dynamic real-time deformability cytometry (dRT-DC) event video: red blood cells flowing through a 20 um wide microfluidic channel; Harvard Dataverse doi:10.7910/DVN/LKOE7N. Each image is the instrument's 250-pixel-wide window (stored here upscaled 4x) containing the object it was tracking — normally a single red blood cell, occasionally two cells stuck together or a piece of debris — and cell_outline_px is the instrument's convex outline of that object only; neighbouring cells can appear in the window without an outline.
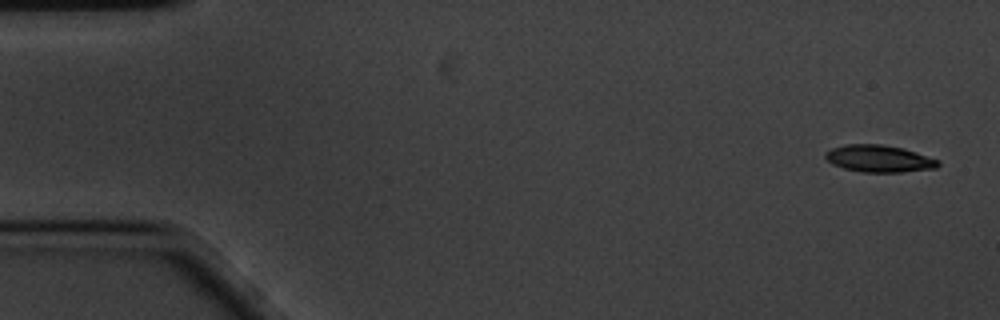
{"species": "common noctule bat (a hibernating species)", "species_latin": "Nyctalus noctula", "temperature_condition": "cold", "stored_images_in_passage": 54, "camera_frame_rate_fps": 3000, "um_per_image_px": 0.085, "animal": {"sex": "male", "body_mass_g": 20.1, "forearm_length_mm": 53.5}, "frame": {"image": 1, "passage_image": 1, "time_ms": 0.0, "image_size_px": [1000, 320], "cell_outline_px": [[940, 164], [936, 168], [900, 172], [864, 172], [844, 168], [832, 164], [824, 156], [832, 148], [848, 144], [880, 144], [900, 148], [940, 160]], "centroid_in_image_um": [74.72, 13.49], "position_along_channel_um": 10.3, "area_um2": 17.4}}
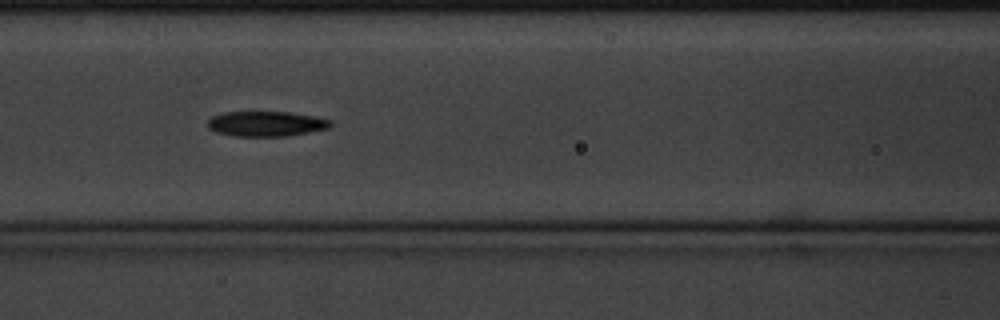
{"frame": {"image": 2, "passage_image": 23, "time_ms": 7.333, "image_size_px": [1000, 320], "cell_outline_px": [[332, 124], [328, 128], [288, 136], [232, 136], [216, 132], [208, 128], [208, 120], [212, 116], [224, 112], [288, 112], [312, 116], [332, 120]], "centroid_in_image_um": [22.59, 10.52], "position_along_channel_um": 144.0, "area_um2": 17.92}}
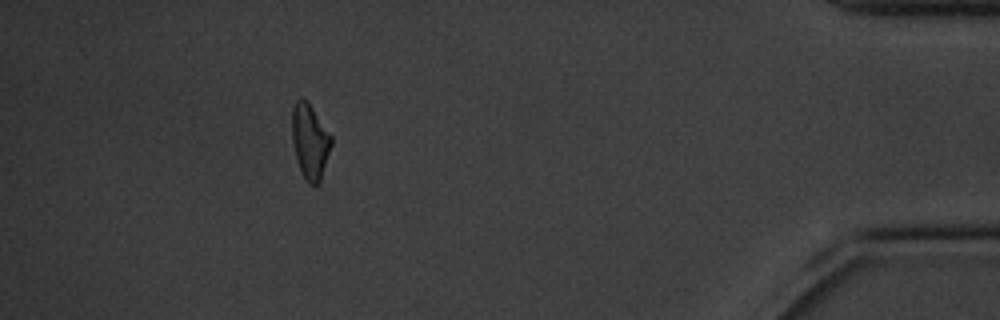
{"frame": {"image": 3, "passage_image": 51, "time_ms": 16.667, "image_size_px": [1000, 320], "cell_outline_px": [[332, 144], [320, 180], [316, 184], [312, 184], [304, 176], [300, 168], [296, 156], [292, 140], [292, 108], [296, 100], [300, 96], [312, 108], [332, 136]], "centroid_in_image_um": [26.34, 11.97], "position_along_channel_um": 408.9, "area_um2": 16.65}}